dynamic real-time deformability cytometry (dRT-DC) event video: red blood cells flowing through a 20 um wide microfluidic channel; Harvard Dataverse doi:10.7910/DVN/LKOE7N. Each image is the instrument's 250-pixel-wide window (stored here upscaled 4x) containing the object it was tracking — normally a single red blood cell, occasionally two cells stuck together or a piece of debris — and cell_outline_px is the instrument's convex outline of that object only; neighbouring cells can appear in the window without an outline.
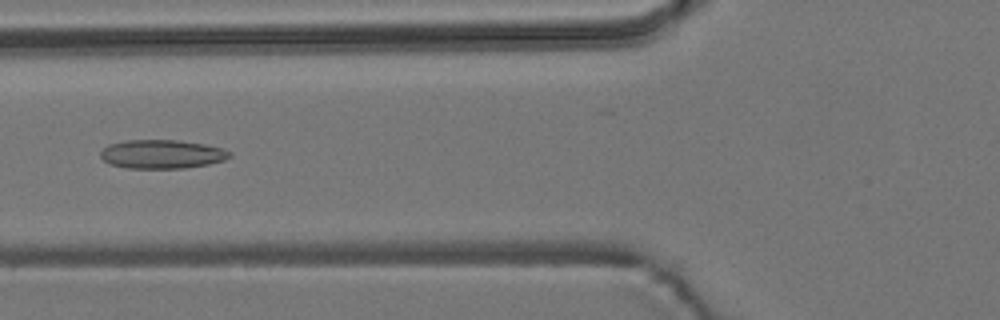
{"species": "common noctule bat (a hibernating species)", "species_latin": "Nyctalus noctula", "temperature_condition": "room temperature", "stored_images_in_passage": 6, "camera_frame_rate_fps": 3000, "um_per_image_px": 0.085, "animal": {"sex": "male", "body_mass_g": 19.2, "forearm_length_mm": 51.8}, "frame": {"image": 1, "passage_image": 4, "time_ms": 3.667, "image_size_px": [1000, 320], "cell_outline_px": [[232, 156], [224, 160], [208, 164], [184, 168], [128, 168], [108, 164], [100, 156], [100, 152], [108, 144], [124, 140], [176, 140], [204, 144], [220, 148], [232, 152]], "centroid_in_image_um": [13.74, 13.1], "position_along_channel_um": 112.1, "area_um2": 21.68}}
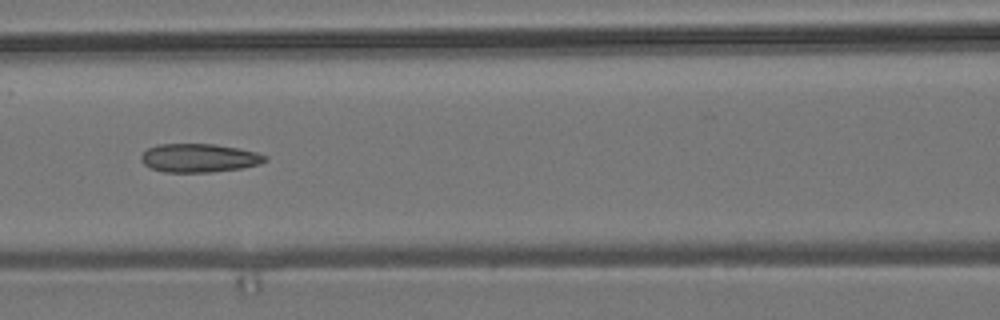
{"frame": {"image": 2, "passage_image": 5, "time_ms": 4.667, "image_size_px": [1000, 320], "cell_outline_px": [[268, 160], [260, 164], [240, 168], [212, 172], [164, 172], [152, 168], [144, 164], [140, 160], [140, 156], [148, 148], [156, 144], [216, 144], [256, 152], [268, 156]], "centroid_in_image_um": [16.92, 13.42], "position_along_channel_um": 149.7, "area_um2": 20.63}}
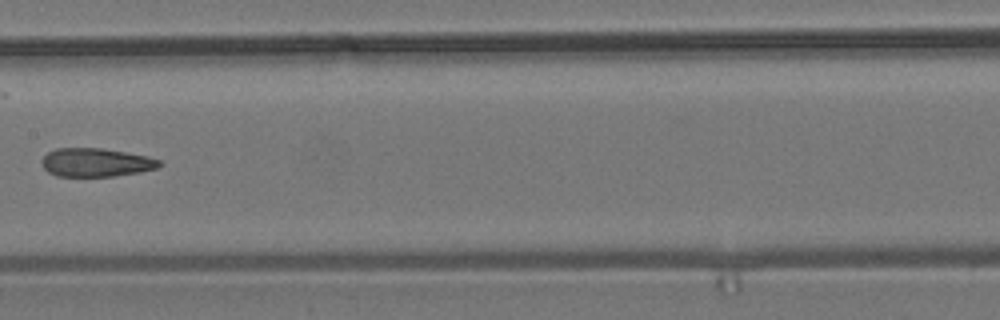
{"frame": {"image": 3, "passage_image": 6, "time_ms": 6.0, "image_size_px": [1000, 320], "cell_outline_px": [[164, 164], [156, 168], [140, 172], [112, 176], [56, 176], [48, 172], [44, 168], [40, 160], [48, 152], [56, 148], [100, 148], [148, 156], [160, 160]], "centroid_in_image_um": [8.15, 13.81], "position_along_channel_um": 199.3, "area_um2": 19.54}}